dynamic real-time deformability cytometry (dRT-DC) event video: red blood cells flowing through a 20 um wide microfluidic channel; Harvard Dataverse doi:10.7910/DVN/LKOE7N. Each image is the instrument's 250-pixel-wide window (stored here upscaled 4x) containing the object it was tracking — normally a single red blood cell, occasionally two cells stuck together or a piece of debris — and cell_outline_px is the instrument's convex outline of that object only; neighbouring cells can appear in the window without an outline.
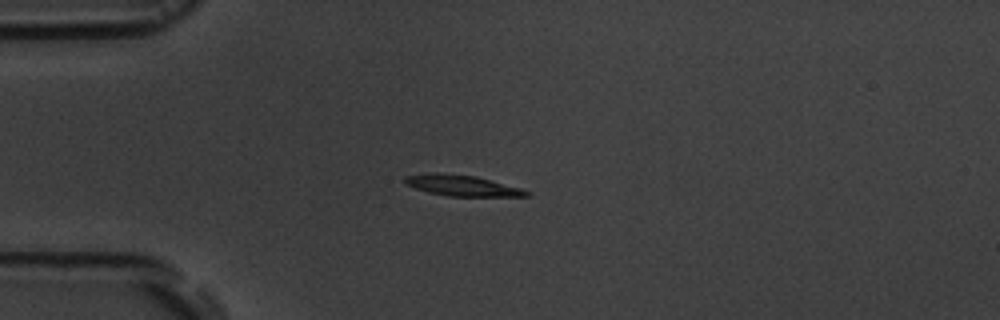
{"species": "common noctule bat (a hibernating species)", "species_latin": "Nyctalus noctula", "temperature_condition": "room temperature", "stored_images_in_passage": 12, "camera_frame_rate_fps": 3000, "um_per_image_px": 0.085, "animal": {"sex": "male", "body_mass_g": 19.5, "forearm_length_mm": 54.6}, "frame": {"image": 1, "passage_image": 3, "time_ms": 3.333, "image_size_px": [1000, 320], "cell_outline_px": [[532, 196], [448, 196], [428, 192], [404, 184], [404, 176], [432, 172], [436, 172], [476, 176], [520, 188], [532, 192]], "centroid_in_image_um": [39.26, 15.76], "position_along_channel_um": 45.7, "area_um2": 14.8}}
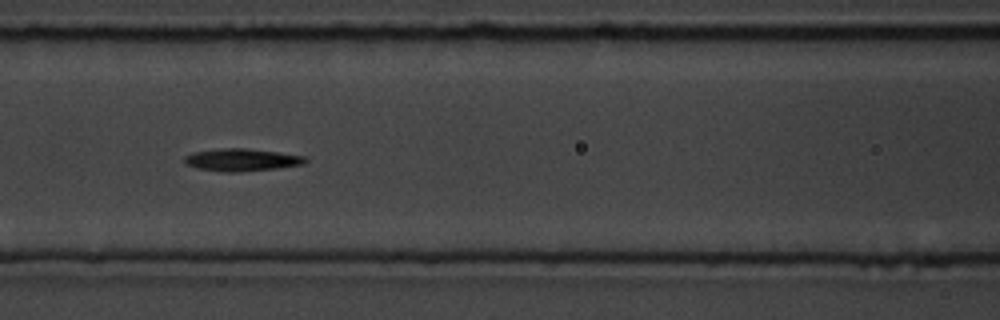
{"frame": {"image": 2, "passage_image": 6, "time_ms": 6.667, "image_size_px": [1000, 320], "cell_outline_px": [[308, 160], [304, 164], [276, 168], [236, 172], [224, 172], [196, 168], [184, 164], [184, 156], [192, 152], [224, 148], [244, 148], [276, 152], [304, 156]], "centroid_in_image_um": [20.49, 13.59], "position_along_channel_um": 146.1, "area_um2": 15.72}}
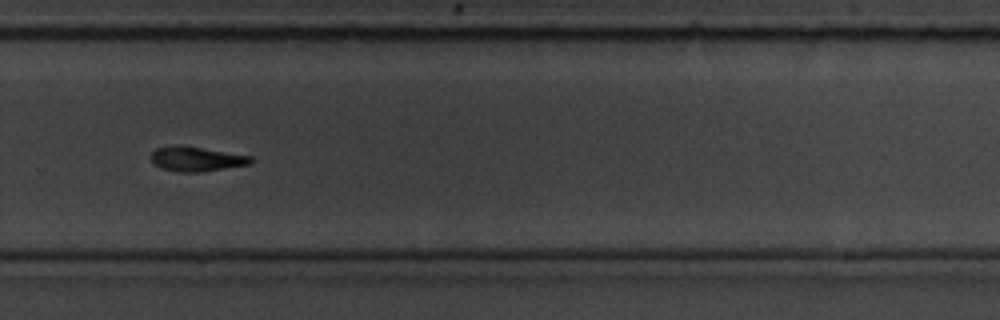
{"frame": {"image": 3, "passage_image": 10, "time_ms": 11.333, "image_size_px": [1000, 320], "cell_outline_px": [[256, 160], [248, 164], [204, 172], [180, 172], [164, 168], [156, 164], [152, 160], [152, 152], [156, 148], [200, 148], [252, 156]], "centroid_in_image_um": [16.8, 13.56], "position_along_channel_um": 313.0, "area_um2": 13.47}, "authors_computed_cell_mechanics": {"area_um2": 14.9991, "velocity_mm_per_s": 3.587, "shape_relaxation_time_tau1_ms": 5.7959, "shape_relaxation_time_tau2_ms": 4.0466, "deformation_change_tau1": 0.172, "deformation_change_tau2": 0.1071}}